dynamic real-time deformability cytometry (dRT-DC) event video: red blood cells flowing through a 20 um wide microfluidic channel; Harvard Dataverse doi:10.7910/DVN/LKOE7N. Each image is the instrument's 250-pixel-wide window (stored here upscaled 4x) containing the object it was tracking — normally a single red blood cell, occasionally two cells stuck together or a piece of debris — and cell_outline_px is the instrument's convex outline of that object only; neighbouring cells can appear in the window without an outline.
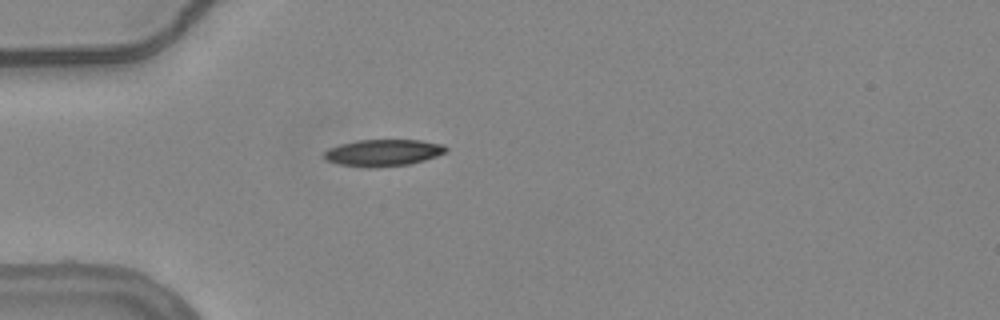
{"species": "common noctule bat (a hibernating species)", "species_latin": "Nyctalus noctula", "temperature_condition": "warm", "stored_images_in_passage": 40, "camera_frame_rate_fps": 3000, "um_per_image_px": 0.085, "animal": {"sex": "female", "body_mass_g": 24.6, "forearm_length_mm": 56.2}, "frame": {"image": 1, "passage_image": 1, "time_ms": 0.0, "image_size_px": [1000, 320], "cell_outline_px": [[448, 152], [424, 160], [408, 164], [380, 168], [364, 168], [340, 164], [328, 160], [324, 156], [324, 152], [328, 148], [340, 144], [360, 140], [420, 140], [444, 144], [448, 148]], "centroid_in_image_um": [32.6, 12.99], "position_along_channel_um": 52.4, "area_um2": 19.13}}
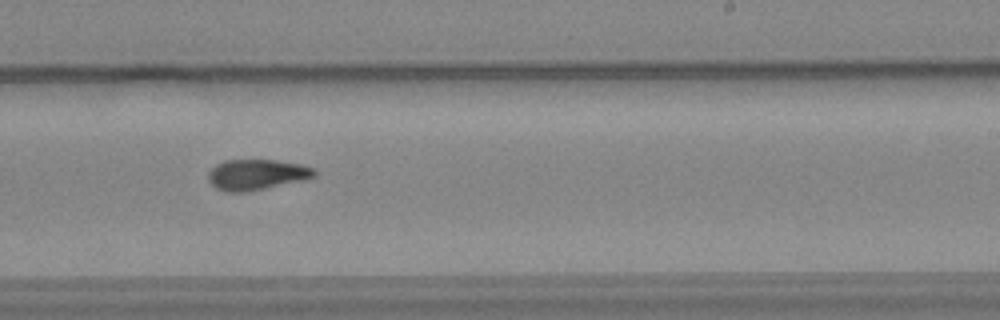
{"frame": {"image": 2, "passage_image": 19, "time_ms": 6.0, "image_size_px": [1000, 320], "cell_outline_px": [[316, 176], [304, 180], [248, 192], [224, 192], [216, 188], [208, 180], [208, 172], [216, 164], [224, 160], [276, 160], [300, 164], [316, 168]], "centroid_in_image_um": [21.82, 14.84], "position_along_channel_um": 267.2, "area_um2": 19.13}}
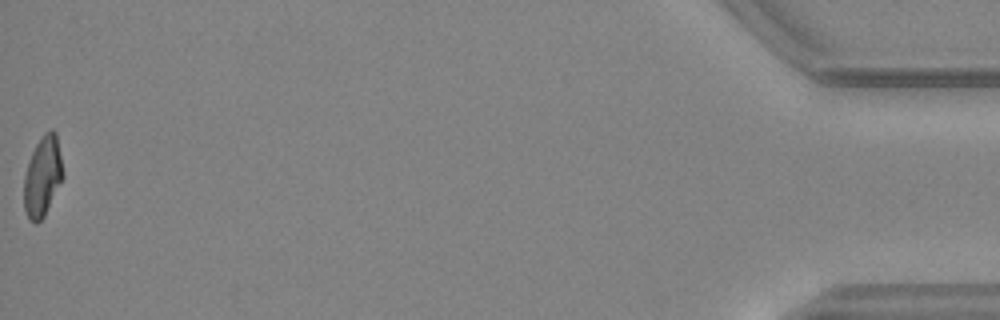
{"frame": {"image": 3, "passage_image": 40, "time_ms": 13.0, "image_size_px": [1000, 320], "cell_outline_px": [[64, 176], [44, 216], [36, 224], [28, 216], [24, 208], [24, 176], [32, 152], [40, 136], [44, 132], [52, 128], [56, 132], [64, 172]], "centroid_in_image_um": [3.64, 14.94], "position_along_channel_um": 431.6, "area_um2": 18.15}, "authors_computed_cell_mechanics": {"area_um2": 19.074, "velocity_mm_per_s": 3.7612, "shape_relaxation_time_tau1_ms": null, "shape_relaxation_time_tau2_ms": 3.0948, "deformation_change_tau1": null, "deformation_change_tau2": 0.0976}}